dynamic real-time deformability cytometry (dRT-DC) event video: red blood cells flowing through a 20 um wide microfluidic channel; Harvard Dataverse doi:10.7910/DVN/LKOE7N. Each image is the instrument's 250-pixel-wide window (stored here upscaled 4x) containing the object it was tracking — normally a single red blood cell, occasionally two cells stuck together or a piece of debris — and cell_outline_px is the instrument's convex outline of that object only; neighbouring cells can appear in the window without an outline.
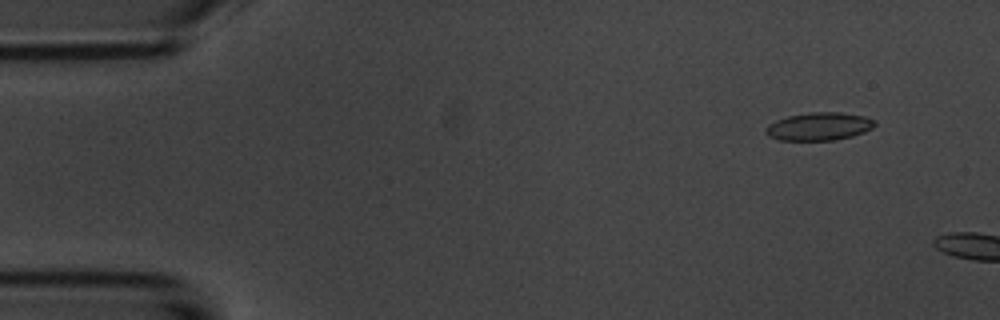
{"species": "common noctule bat (a hibernating species)", "species_latin": "Nyctalus noctula", "temperature_condition": "room temperature", "stored_images_in_passage": 4, "segment_of_instrument_passage": [2, 2], "camera_frame_rate_fps": 3000, "um_per_image_px": 0.085, "animal": {"sex": "male", "body_mass_g": 20.1, "forearm_length_mm": 53.5}, "frame": {"image": 1, "passage_image": 4, "time_ms": 3.667, "image_size_px": [1000, 320], "cell_outline_px": [[876, 124], [872, 128], [864, 132], [852, 136], [832, 140], [780, 140], [768, 136], [764, 132], [764, 128], [768, 124], [776, 120], [788, 116], [812, 112], [840, 112], [864, 116], [876, 120]], "centroid_in_image_um": [69.6, 10.74], "position_along_channel_um": 15.4, "area_um2": 17.8}}